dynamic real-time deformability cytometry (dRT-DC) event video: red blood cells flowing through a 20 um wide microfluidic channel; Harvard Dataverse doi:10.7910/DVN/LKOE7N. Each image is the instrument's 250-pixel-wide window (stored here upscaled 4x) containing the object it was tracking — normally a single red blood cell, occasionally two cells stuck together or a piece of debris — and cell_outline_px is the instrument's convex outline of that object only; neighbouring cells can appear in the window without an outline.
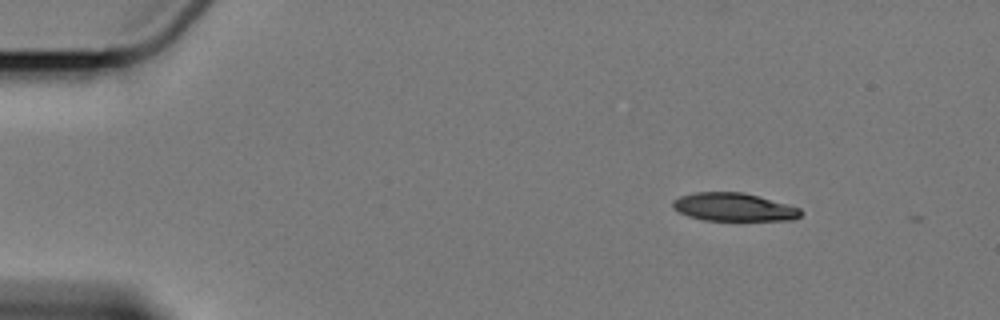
{"species": "Egyptian fruit bat (a non-hibernating species)", "species_latin": "Rousettus aegyptiacus", "temperature_condition": "cold", "stored_images_in_passage": 4, "camera_frame_rate_fps": 3000, "um_per_image_px": 0.085, "animal": {"sex": "female"}, "frame": {"image": 1, "passage_image": 2, "time_ms": 1.333, "image_size_px": [1000, 320], "cell_outline_px": [[804, 212], [800, 216], [792, 220], [704, 220], [688, 216], [672, 208], [672, 200], [680, 196], [696, 192], [744, 192], [788, 204], [800, 208]], "centroid_in_image_um": [62.37, 17.6], "position_along_channel_um": 22.6, "area_um2": 21.04}}